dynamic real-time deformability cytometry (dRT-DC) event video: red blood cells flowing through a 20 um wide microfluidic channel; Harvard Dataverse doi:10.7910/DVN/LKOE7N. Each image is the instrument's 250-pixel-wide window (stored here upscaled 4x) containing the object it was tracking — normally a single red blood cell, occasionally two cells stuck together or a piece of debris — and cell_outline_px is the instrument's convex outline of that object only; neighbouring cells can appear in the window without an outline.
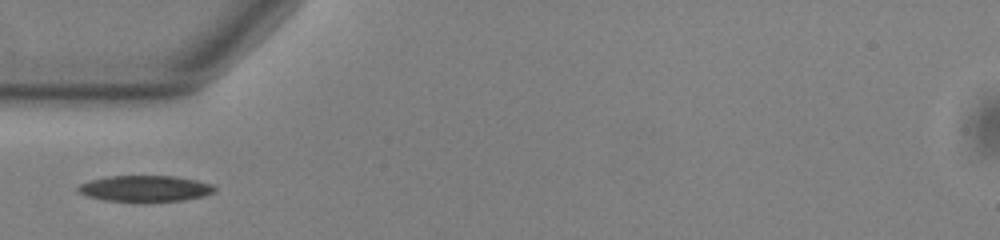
{"species": "common noctule bat (a hibernating species)", "species_latin": "Nyctalus noctula", "temperature_condition": "warm", "stored_images_in_passage": 36, "camera_frame_rate_fps": 3000, "um_per_image_px": 0.085, "animal": {"sex": "male", "body_mass_g": 13.0, "forearm_length_mm": 53.1}, "frame": {"image": 1, "passage_image": 1, "time_ms": 0.0, "image_size_px": [1000, 240], "cell_outline_px": [[216, 192], [204, 196], [184, 200], [136, 204], [104, 200], [88, 196], [80, 192], [76, 188], [80, 184], [92, 180], [108, 176], [176, 176], [196, 180], [212, 184], [216, 188]], "centroid_in_image_um": [12.37, 16.06], "position_along_channel_um": 72.6, "area_um2": 21.44}}
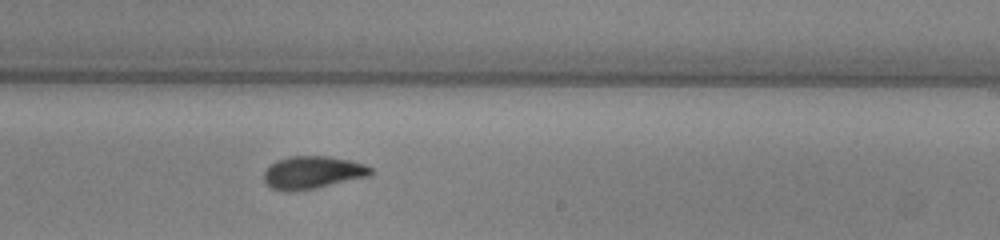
{"frame": {"image": 2, "passage_image": 16, "time_ms": 5.0, "image_size_px": [1000, 240], "cell_outline_px": [[372, 172], [368, 176], [316, 188], [288, 192], [272, 188], [264, 180], [264, 172], [276, 160], [288, 156], [328, 156], [348, 160], [364, 164], [372, 168]], "centroid_in_image_um": [26.55, 14.66], "position_along_channel_um": 262.4, "area_um2": 20.11}}
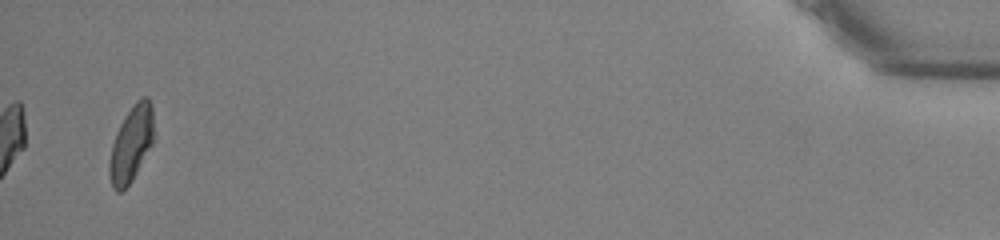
{"frame": {"image": 3, "passage_image": 36, "time_ms": 11.667, "image_size_px": [1000, 240], "cell_outline_px": [[156, 140], [132, 180], [120, 192], [116, 192], [112, 188], [108, 168], [112, 144], [116, 132], [120, 124], [132, 104], [140, 96], [148, 96], [152, 104]], "centroid_in_image_um": [11.21, 12.18], "position_along_channel_um": 424.0, "area_um2": 20.23}}